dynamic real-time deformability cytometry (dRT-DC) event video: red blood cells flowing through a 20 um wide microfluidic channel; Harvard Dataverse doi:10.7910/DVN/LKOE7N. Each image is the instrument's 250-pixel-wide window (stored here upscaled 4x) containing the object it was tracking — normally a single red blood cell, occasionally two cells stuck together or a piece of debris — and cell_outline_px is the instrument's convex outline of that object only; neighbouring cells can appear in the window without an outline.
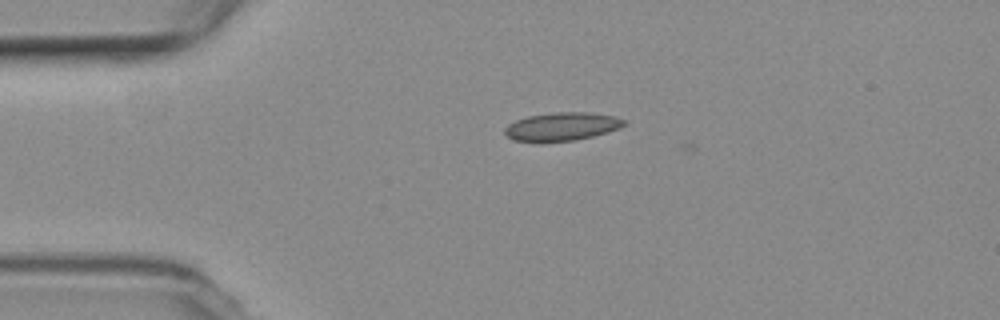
{"species": "common noctule bat (a hibernating species)", "species_latin": "Nyctalus noctula", "temperature_condition": "room temperature", "stored_images_in_passage": 48, "camera_frame_rate_fps": 3000, "um_per_image_px": 0.085, "animal": {"sex": "female", "body_mass_g": 19.3, "forearm_length_mm": 54.1}, "frame": {"image": 1, "passage_image": 6, "time_ms": 1.667, "image_size_px": [1000, 320], "cell_outline_px": [[624, 124], [620, 128], [608, 132], [592, 136], [572, 140], [536, 144], [512, 140], [504, 132], [504, 128], [508, 124], [516, 120], [528, 116], [556, 112], [588, 112], [612, 116], [624, 120]], "centroid_in_image_um": [47.67, 10.79], "position_along_channel_um": 37.3, "area_um2": 19.88}}
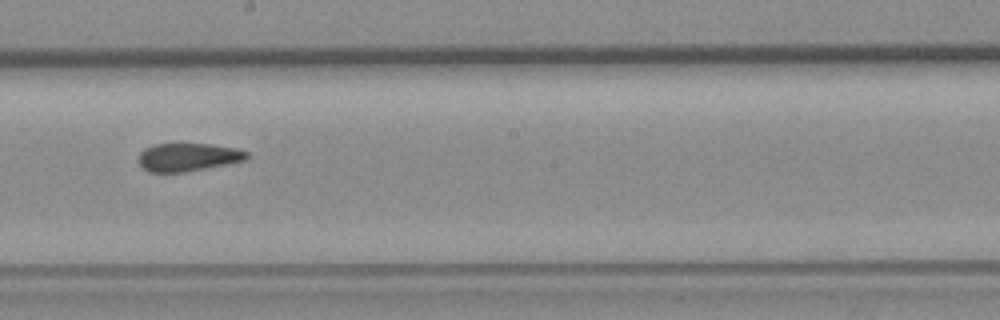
{"frame": {"image": 2, "passage_image": 24, "time_ms": 7.667, "image_size_px": [1000, 320], "cell_outline_px": [[248, 156], [244, 160], [184, 172], [148, 172], [140, 164], [140, 152], [144, 148], [156, 144], [212, 144], [236, 148], [248, 152]], "centroid_in_image_um": [15.97, 13.35], "position_along_channel_um": 232.2, "area_um2": 17.4}}
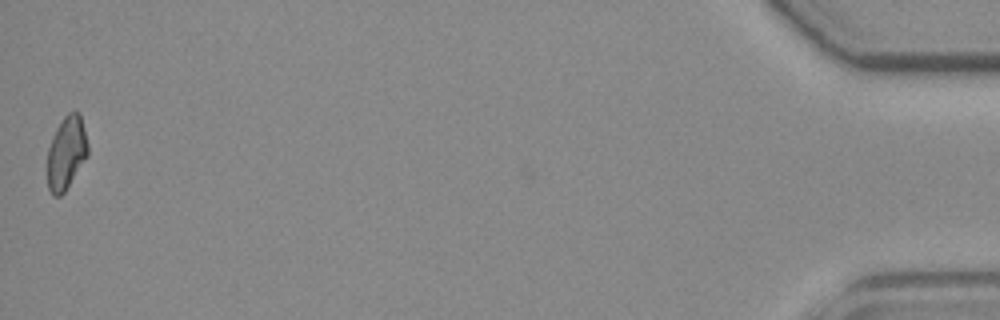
{"frame": {"image": 3, "passage_image": 48, "time_ms": 15.667, "image_size_px": [1000, 320], "cell_outline_px": [[88, 156], [64, 192], [60, 196], [52, 196], [48, 188], [48, 148], [52, 136], [56, 128], [64, 116], [68, 112], [80, 112], [88, 144]], "centroid_in_image_um": [5.65, 12.98], "position_along_channel_um": 429.6, "area_um2": 17.28}, "authors_computed_cell_mechanics": {"area_um2": 18.2648, "velocity_mm_per_s": 3.7632, "shape_relaxation_time_tau1_ms": 11.2724, "shape_relaxation_time_tau2_ms": 1.8221, "deformation_change_tau1": 0.2018, "deformation_change_tau2": 0.092}}